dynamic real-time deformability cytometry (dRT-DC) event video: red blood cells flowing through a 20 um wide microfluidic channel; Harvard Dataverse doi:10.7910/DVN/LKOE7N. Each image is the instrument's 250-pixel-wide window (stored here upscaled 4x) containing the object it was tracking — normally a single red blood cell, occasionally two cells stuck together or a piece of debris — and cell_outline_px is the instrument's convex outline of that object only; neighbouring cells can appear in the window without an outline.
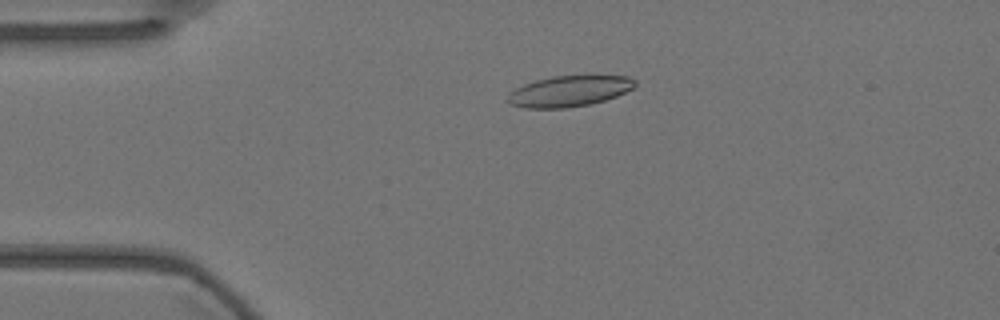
{"species": "Egyptian fruit bat (a non-hibernating species)", "species_latin": "Rousettus aegyptiacus", "temperature_condition": "warm", "stored_images_in_passage": 53, "camera_frame_rate_fps": 3000, "um_per_image_px": 0.085, "animal": {"sex": "female"}, "frame": {"image": 1, "passage_image": 9, "time_ms": 2.667, "image_size_px": [1000, 320], "cell_outline_px": [[636, 84], [632, 88], [616, 96], [604, 100], [588, 104], [568, 108], [524, 108], [508, 104], [504, 100], [508, 92], [524, 84], [536, 80], [552, 76], [628, 76], [636, 80]], "centroid_in_image_um": [48.3, 7.76], "position_along_channel_um": 36.7, "area_um2": 22.95}}
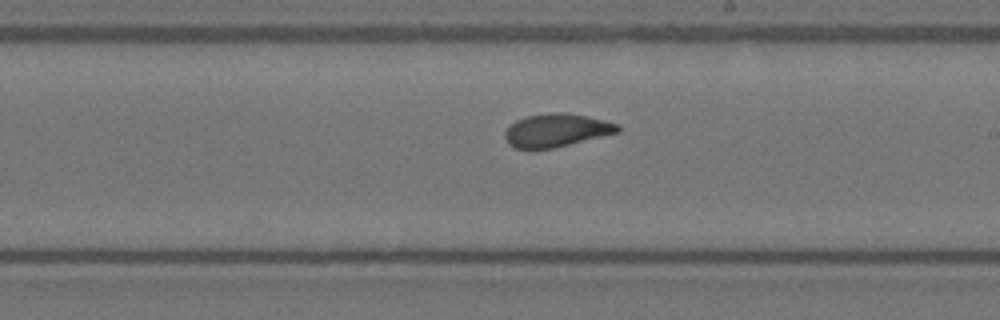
{"frame": {"image": 2, "passage_image": 29, "time_ms": 9.333, "image_size_px": [1000, 320], "cell_outline_px": [[620, 132], [552, 148], [516, 148], [508, 144], [504, 136], [504, 132], [516, 120], [528, 116], [548, 112], [560, 112], [588, 116], [620, 124]], "centroid_in_image_um": [47.31, 11.06], "position_along_channel_um": 241.7, "area_um2": 21.62}}
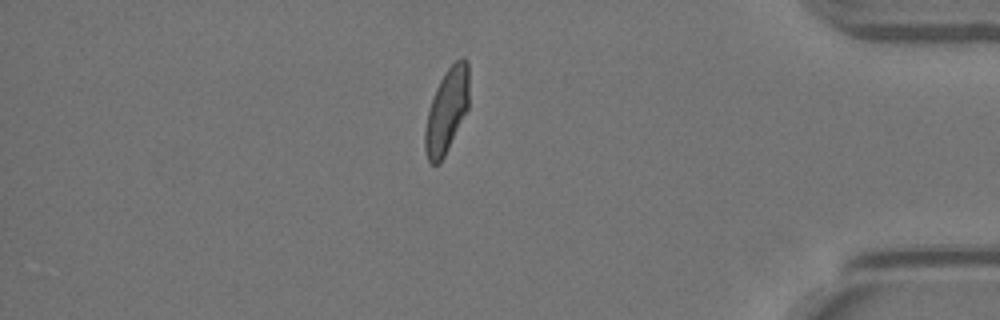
{"frame": {"image": 3, "passage_image": 45, "time_ms": 14.667, "image_size_px": [1000, 320], "cell_outline_px": [[468, 108], [440, 164], [432, 164], [428, 160], [424, 148], [424, 132], [428, 112], [436, 88], [444, 72], [456, 60], [464, 56], [468, 60]], "centroid_in_image_um": [37.96, 9.39], "position_along_channel_um": 397.2, "area_um2": 21.44}, "authors_computed_cell_mechanics": {"area_um2": 22.4842, "velocity_mm_per_s": 3.5776, "shape_relaxation_time_tau1_ms": 9.4024, "shape_relaxation_time_tau2_ms": 1.8171, "deformation_change_tau1": 0.2548, "deformation_change_tau2": 0.0859}}